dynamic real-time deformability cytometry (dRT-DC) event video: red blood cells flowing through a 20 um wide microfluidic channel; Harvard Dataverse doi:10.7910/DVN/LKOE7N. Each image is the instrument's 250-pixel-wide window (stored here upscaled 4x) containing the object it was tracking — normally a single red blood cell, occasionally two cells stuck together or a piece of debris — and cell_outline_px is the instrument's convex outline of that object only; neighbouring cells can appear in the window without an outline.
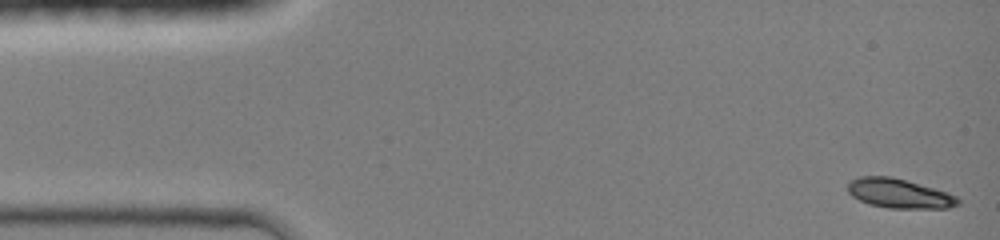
{"species": "common noctule bat (a hibernating species)", "species_latin": "Nyctalus noctula", "temperature_condition": "room temperature", "stored_images_in_passage": 44, "camera_frame_rate_fps": 3000, "um_per_image_px": 0.085, "animal": {"sex": "female", "body_mass_g": 19.0, "forearm_length_mm": 51.5}, "frame": {"image": 1, "passage_image": 1, "time_ms": 0.0, "image_size_px": [1000, 240], "cell_outline_px": [[960, 204], [948, 208], [888, 208], [868, 204], [852, 196], [848, 192], [848, 184], [852, 180], [860, 176], [892, 176], [948, 192], [956, 196], [960, 200]], "centroid_in_image_um": [76.44, 16.44], "position_along_channel_um": 8.6, "area_um2": 18.9}}
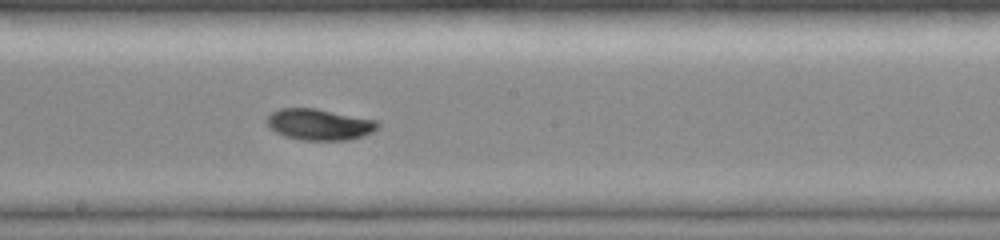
{"frame": {"image": 2, "passage_image": 24, "time_ms": 7.667, "image_size_px": [1000, 240], "cell_outline_px": [[380, 124], [372, 132], [364, 136], [352, 140], [300, 140], [284, 136], [268, 128], [264, 120], [272, 112], [280, 108], [316, 108], [376, 120]], "centroid_in_image_um": [27.11, 10.58], "position_along_channel_um": 221.1, "area_um2": 20.4}}
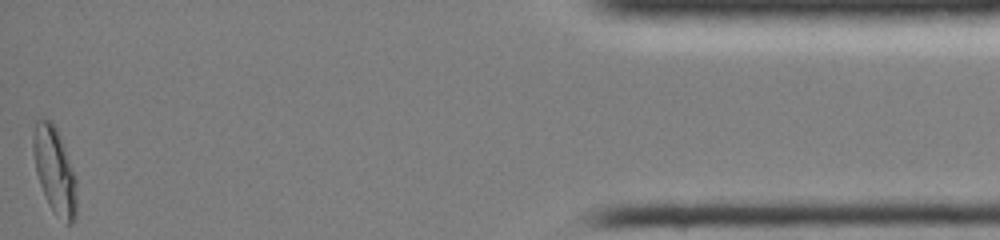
{"frame": {"image": 3, "passage_image": 44, "time_ms": 14.333, "image_size_px": [1000, 240], "cell_outline_px": [[76, 216], [72, 224], [68, 224], [48, 204], [44, 196], [36, 172], [32, 148], [32, 136], [36, 120], [48, 120], [56, 128], [60, 136], [76, 176]], "centroid_in_image_um": [4.64, 14.48], "position_along_channel_um": 430.6, "area_um2": 21.68}, "authors_computed_cell_mechanics": {"area_um2": 19.8543, "velocity_mm_per_s": 4.2879, "shape_relaxation_time_tau1_ms": 2.8968, "shape_relaxation_time_tau2_ms": null, "deformation_change_tau1": 0.1603, "deformation_change_tau2": null}}